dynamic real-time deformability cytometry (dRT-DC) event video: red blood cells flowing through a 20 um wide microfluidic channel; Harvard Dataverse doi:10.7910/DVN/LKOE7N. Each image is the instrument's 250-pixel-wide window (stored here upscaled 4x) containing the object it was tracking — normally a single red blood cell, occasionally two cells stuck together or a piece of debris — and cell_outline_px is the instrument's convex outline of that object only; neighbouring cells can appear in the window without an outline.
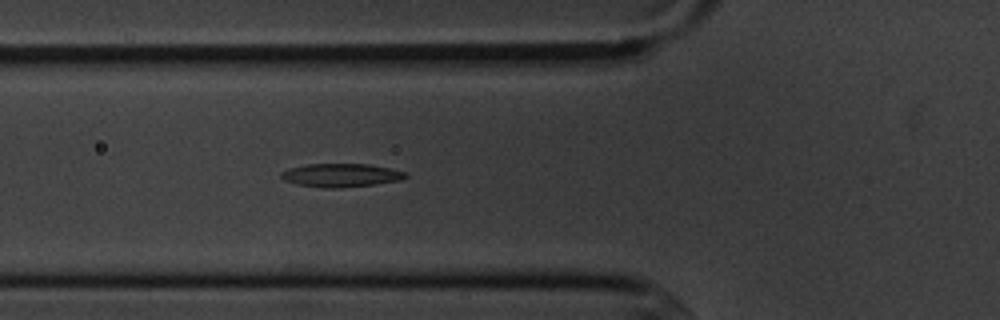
{"species": "common noctule bat (a hibernating species)", "species_latin": "Nyctalus noctula", "temperature_condition": "cold", "stored_images_in_passage": 4, "camera_frame_rate_fps": 3000, "um_per_image_px": 0.085, "animal": {"sex": "male", "body_mass_g": 20.1, "forearm_length_mm": 53.5}, "frame": {"image": 1, "passage_image": 4, "time_ms": 4.333, "image_size_px": [1000, 320], "cell_outline_px": [[408, 176], [400, 180], [372, 184], [340, 188], [324, 188], [300, 184], [284, 180], [280, 176], [280, 172], [288, 168], [308, 164], [368, 164], [388, 168], [404, 172]], "centroid_in_image_um": [28.94, 14.89], "position_along_channel_um": 96.9, "area_um2": 16.7}}